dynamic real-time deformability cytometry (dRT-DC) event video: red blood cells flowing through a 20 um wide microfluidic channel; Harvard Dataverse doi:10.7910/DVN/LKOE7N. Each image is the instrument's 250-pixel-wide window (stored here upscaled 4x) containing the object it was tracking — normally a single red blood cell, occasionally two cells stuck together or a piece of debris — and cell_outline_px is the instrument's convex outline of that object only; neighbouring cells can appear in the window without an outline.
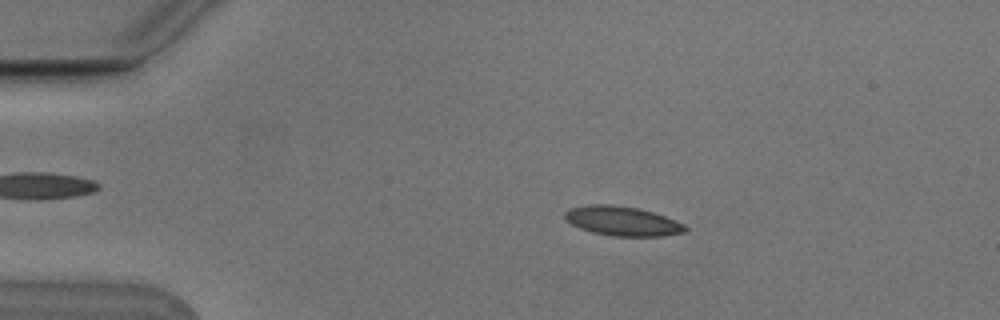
{"species": "Egyptian fruit bat (a non-hibernating species)", "species_latin": "Rousettus aegyptiacus", "temperature_condition": "cold", "stored_images_in_passage": 6, "camera_frame_rate_fps": 3000, "um_per_image_px": 0.085, "animal": {"sex": "male"}, "frame": {"image": 1, "passage_image": 2, "time_ms": 0.333, "image_size_px": [1000, 320], "cell_outline_px": [[688, 228], [684, 232], [664, 236], [612, 236], [592, 232], [580, 228], [572, 224], [564, 216], [564, 212], [568, 208], [588, 204], [612, 204], [640, 208], [664, 216], [684, 224]], "centroid_in_image_um": [52.88, 18.78], "position_along_channel_um": 32.1, "area_um2": 20.69}}
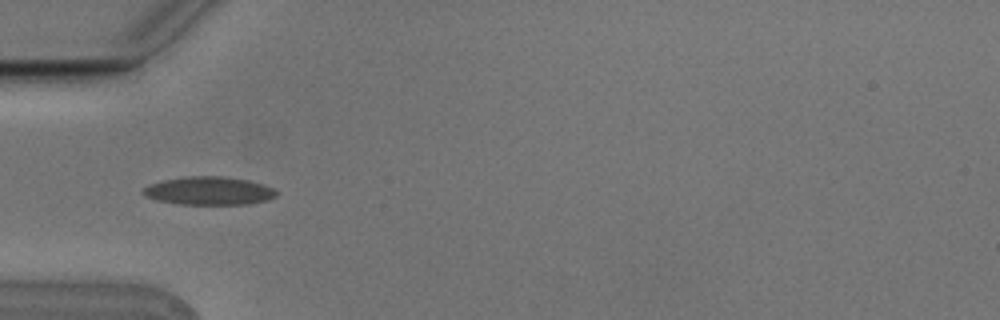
{"frame": {"image": 2, "passage_image": 4, "time_ms": 1.0, "image_size_px": [1000, 320], "cell_outline_px": [[276, 196], [268, 200], [248, 204], [180, 204], [156, 200], [144, 196], [140, 192], [148, 184], [164, 180], [188, 176], [220, 176], [248, 180], [272, 188], [276, 192]], "centroid_in_image_um": [17.71, 16.22], "position_along_channel_um": 67.3, "area_um2": 21.79}}